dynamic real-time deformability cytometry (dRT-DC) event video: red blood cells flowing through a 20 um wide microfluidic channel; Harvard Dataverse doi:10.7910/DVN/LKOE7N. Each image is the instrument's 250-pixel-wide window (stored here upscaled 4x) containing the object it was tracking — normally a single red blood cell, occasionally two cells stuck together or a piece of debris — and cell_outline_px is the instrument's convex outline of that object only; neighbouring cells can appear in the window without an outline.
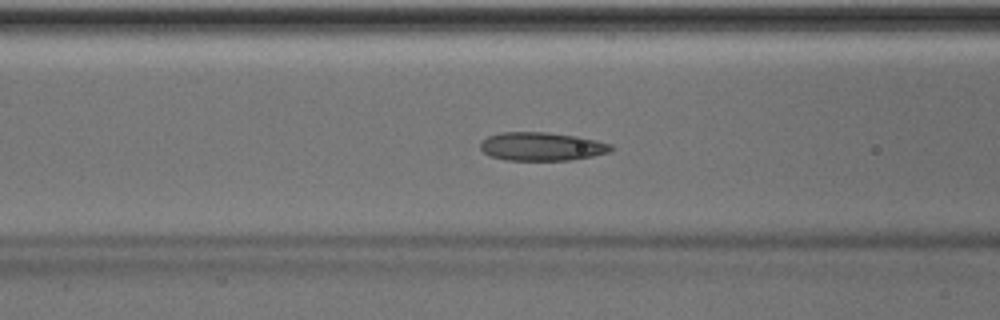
{"species": "Egyptian fruit bat (a non-hibernating species)", "species_latin": "Rousettus aegyptiacus", "temperature_condition": "room temperature", "stored_images_in_passage": 50, "camera_frame_rate_fps": 3000, "um_per_image_px": 0.085, "animal": {"sex": "male"}, "frame": {"image": 1, "passage_image": 20, "time_ms": 6.333, "image_size_px": [1000, 320], "cell_outline_px": [[616, 148], [612, 152], [592, 156], [568, 160], [508, 160], [488, 156], [480, 148], [480, 144], [488, 136], [500, 132], [548, 132], [576, 136], [596, 140], [612, 144]], "centroid_in_image_um": [46.08, 12.45], "position_along_channel_um": 120.5, "area_um2": 21.79}}
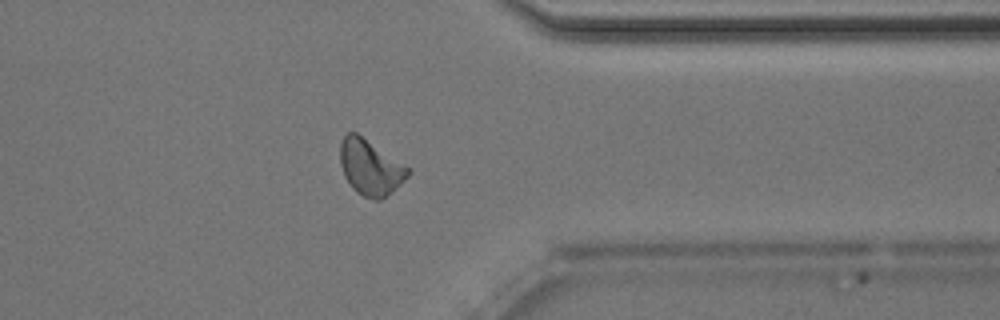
{"frame": {"image": 2, "passage_image": 40, "time_ms": 13.0, "image_size_px": [1000, 320], "cell_outline_px": [[412, 172], [400, 184], [380, 200], [372, 200], [356, 192], [352, 188], [344, 176], [340, 164], [340, 144], [344, 136], [348, 132], [356, 132], [412, 168]], "centroid_in_image_um": [31.49, 14.22], "position_along_channel_um": 379.9, "area_um2": 22.08}}
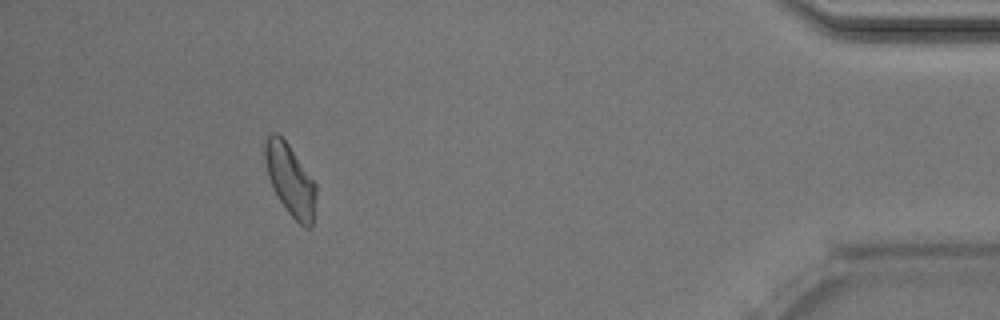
{"frame": {"image": 3, "passage_image": 46, "time_ms": 15.0, "image_size_px": [1000, 320], "cell_outline_px": [[316, 196], [312, 228], [304, 228], [288, 212], [280, 200], [268, 176], [264, 156], [264, 140], [272, 132], [276, 132], [288, 144], [316, 184]], "centroid_in_image_um": [24.68, 15.29], "position_along_channel_um": 410.5, "area_um2": 20.92}, "authors_computed_cell_mechanics": {"area_um2": 21.386, "velocity_mm_per_s": 3.9985, "shape_relaxation_time_tau1_ms": 6.4148, "shape_relaxation_time_tau2_ms": 2.1947, "deformation_change_tau1": 0.1275, "deformation_change_tau2": 0.0705}}